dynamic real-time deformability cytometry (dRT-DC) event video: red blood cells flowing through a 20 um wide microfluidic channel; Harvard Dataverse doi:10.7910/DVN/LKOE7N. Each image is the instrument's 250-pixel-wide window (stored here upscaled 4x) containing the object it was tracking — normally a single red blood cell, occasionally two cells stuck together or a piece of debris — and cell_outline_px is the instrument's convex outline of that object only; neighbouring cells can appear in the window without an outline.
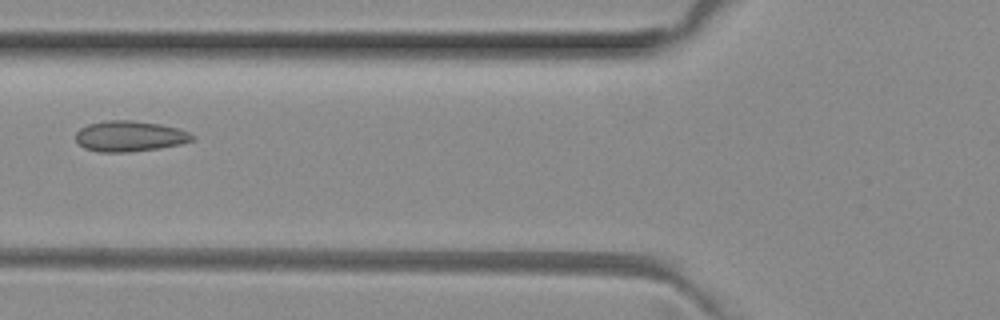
{"species": "common noctule bat (a hibernating species)", "species_latin": "Nyctalus noctula", "temperature_condition": "room temperature", "stored_images_in_passage": 5, "camera_frame_rate_fps": 3000, "um_per_image_px": 0.085, "animal": {"sex": "female", "body_mass_g": 29.2, "forearm_length_mm": 56.3}, "frame": {"image": 1, "passage_image": 5, "time_ms": 1.333, "image_size_px": [1000, 320], "cell_outline_px": [[196, 136], [192, 140], [180, 144], [156, 148], [128, 152], [100, 152], [84, 148], [76, 140], [76, 132], [80, 128], [88, 124], [108, 120], [132, 120], [160, 124], [180, 128]], "centroid_in_image_um": [11.02, 11.57], "position_along_channel_um": 114.8, "area_um2": 20.75}}